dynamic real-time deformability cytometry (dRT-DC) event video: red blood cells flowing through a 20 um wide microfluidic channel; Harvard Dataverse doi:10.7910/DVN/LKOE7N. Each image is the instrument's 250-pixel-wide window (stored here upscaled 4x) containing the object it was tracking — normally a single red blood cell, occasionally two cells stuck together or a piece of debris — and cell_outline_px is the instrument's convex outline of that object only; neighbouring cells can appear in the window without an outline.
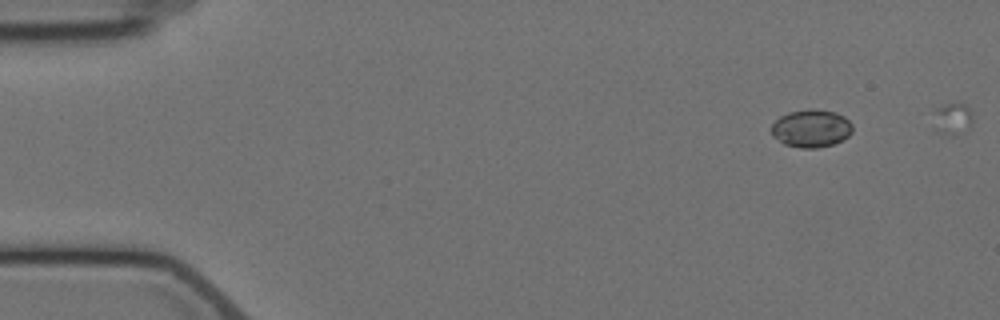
{"species": "Egyptian fruit bat (a non-hibernating species)", "species_latin": "Rousettus aegyptiacus", "temperature_condition": "cold", "stored_images_in_passage": 5, "camera_frame_rate_fps": 3000, "um_per_image_px": 0.085, "animal": {"sex": "female"}, "frame": {"image": 1, "passage_image": 1, "time_ms": 0.0, "image_size_px": [1000, 320], "cell_outline_px": [[852, 132], [848, 136], [832, 144], [816, 148], [800, 148], [784, 144], [772, 136], [772, 124], [780, 116], [788, 112], [812, 108], [836, 112], [844, 116], [852, 124]], "centroid_in_image_um": [68.94, 10.9], "position_along_channel_um": 16.1, "area_um2": 17.86}}
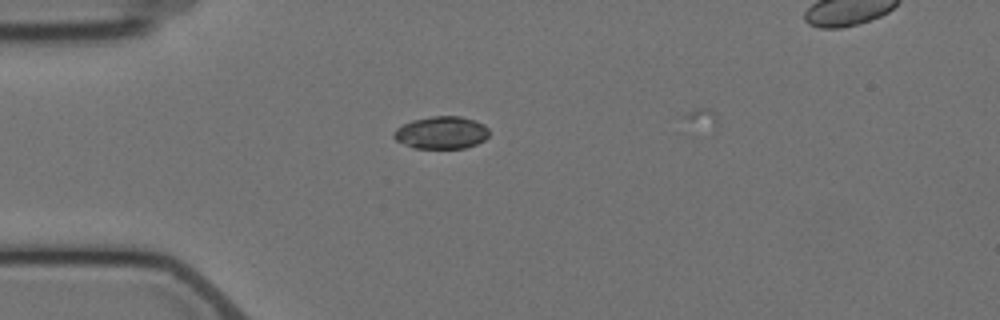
{"frame": {"image": 2, "passage_image": 4, "time_ms": 3.333, "image_size_px": [1000, 320], "cell_outline_px": [[488, 136], [484, 140], [476, 144], [464, 148], [412, 148], [396, 140], [392, 136], [392, 132], [396, 128], [412, 120], [432, 116], [460, 116], [476, 120], [484, 124], [488, 128]], "centroid_in_image_um": [37.51, 11.27], "position_along_channel_um": 47.5, "area_um2": 18.15}}